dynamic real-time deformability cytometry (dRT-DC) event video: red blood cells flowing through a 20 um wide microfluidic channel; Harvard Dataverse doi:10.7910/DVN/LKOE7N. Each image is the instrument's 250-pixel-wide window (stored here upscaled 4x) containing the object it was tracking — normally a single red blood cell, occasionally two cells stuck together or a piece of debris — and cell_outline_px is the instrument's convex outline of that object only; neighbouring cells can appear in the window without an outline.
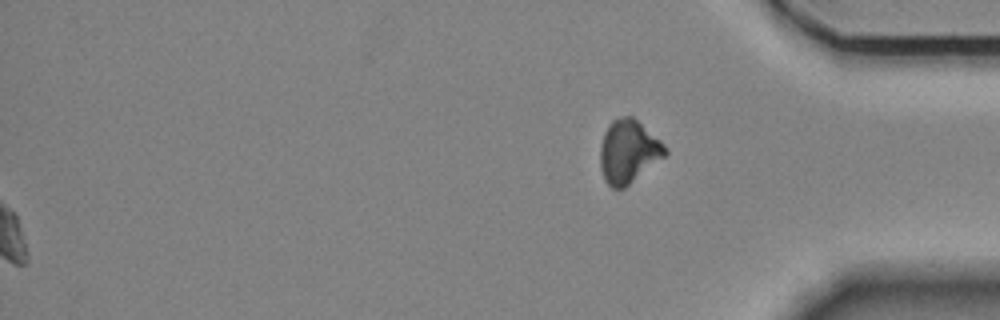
{"species": "Egyptian fruit bat (a non-hibernating species)", "species_latin": "Rousettus aegyptiacus", "temperature_condition": "room temperature", "stored_images_in_passage": 56, "segment_of_instrument_passage": [2, 2], "camera_frame_rate_fps": 3000, "um_per_image_px": 0.085, "animal": {"sex": "female"}, "frame": {"image": 1, "passage_image": 56, "time_ms": 18.333, "image_size_px": [1000, 320], "cell_outline_px": [[668, 152], [664, 156], [624, 188], [612, 188], [604, 180], [600, 168], [600, 148], [604, 132], [608, 124], [612, 120], [620, 116], [632, 116], [660, 140], [668, 148]], "centroid_in_image_um": [53.39, 12.87], "position_along_channel_um": 381.8, "area_um2": 23.76}}